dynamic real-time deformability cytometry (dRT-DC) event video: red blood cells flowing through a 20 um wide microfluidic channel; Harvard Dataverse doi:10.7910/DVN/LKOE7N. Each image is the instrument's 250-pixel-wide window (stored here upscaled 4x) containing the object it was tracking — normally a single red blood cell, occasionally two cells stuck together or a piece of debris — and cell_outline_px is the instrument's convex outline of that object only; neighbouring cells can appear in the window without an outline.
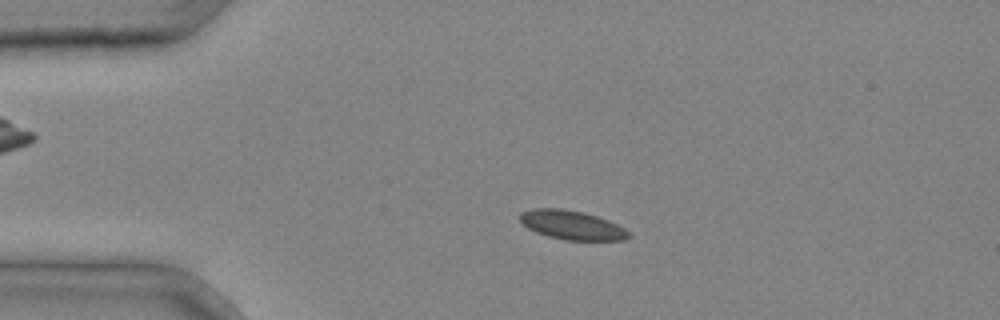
{"species": "common noctule bat (a hibernating species)", "species_latin": "Nyctalus noctula", "temperature_condition": "cold", "stored_images_in_passage": 3, "camera_frame_rate_fps": 3000, "um_per_image_px": 0.085, "animal": {"sex": "male", "body_mass_g": 20.4}, "frame": {"image": 1, "passage_image": 1, "time_ms": 0.0, "image_size_px": [1000, 320], "cell_outline_px": [[632, 236], [624, 240], [564, 240], [548, 236], [536, 232], [528, 228], [520, 220], [520, 212], [532, 208], [560, 208], [584, 212], [608, 220], [624, 228]], "centroid_in_image_um": [48.6, 19.12], "position_along_channel_um": 36.4, "area_um2": 18.38}}
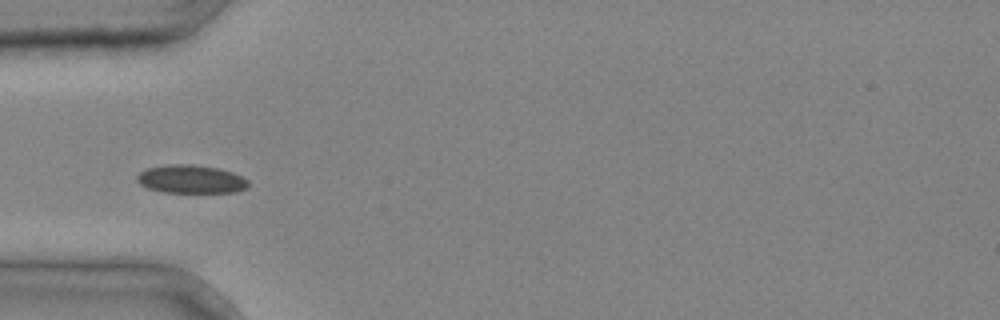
{"frame": {"image": 2, "passage_image": 2, "time_ms": 0.333, "image_size_px": [1000, 320], "cell_outline_px": [[248, 188], [236, 192], [164, 192], [148, 188], [140, 184], [136, 180], [136, 176], [140, 172], [148, 168], [168, 164], [192, 164], [220, 168], [232, 172], [248, 180]], "centroid_in_image_um": [16.24, 15.22], "position_along_channel_um": 68.8, "area_um2": 18.38}}